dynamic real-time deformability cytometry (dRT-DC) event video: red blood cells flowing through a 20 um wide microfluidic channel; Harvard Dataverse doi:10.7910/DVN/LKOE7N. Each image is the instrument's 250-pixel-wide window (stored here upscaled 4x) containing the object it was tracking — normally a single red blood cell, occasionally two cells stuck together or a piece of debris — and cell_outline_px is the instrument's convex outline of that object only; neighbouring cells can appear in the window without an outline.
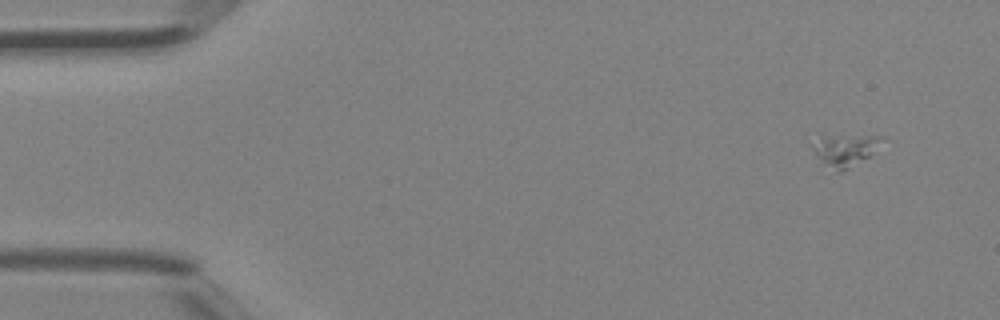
{"species": "Egyptian fruit bat (a non-hibernating species)", "species_latin": "Rousettus aegyptiacus", "temperature_condition": "room temperature", "stored_images_in_passage": 4, "camera_frame_rate_fps": 3000, "um_per_image_px": 0.085, "animal": {"sex": "female"}, "frame": {"image": 1, "passage_image": 1, "time_ms": 0.0, "image_size_px": [1000, 320], "cell_outline_px": [[884, 136], [872, 152], [868, 156], [848, 168], [840, 172], [836, 172], [824, 164], [816, 156], [812, 148], [820, 136]], "centroid_in_image_um": [71.77, 12.77], "position_along_channel_um": 13.2, "area_um2": 12.25}}